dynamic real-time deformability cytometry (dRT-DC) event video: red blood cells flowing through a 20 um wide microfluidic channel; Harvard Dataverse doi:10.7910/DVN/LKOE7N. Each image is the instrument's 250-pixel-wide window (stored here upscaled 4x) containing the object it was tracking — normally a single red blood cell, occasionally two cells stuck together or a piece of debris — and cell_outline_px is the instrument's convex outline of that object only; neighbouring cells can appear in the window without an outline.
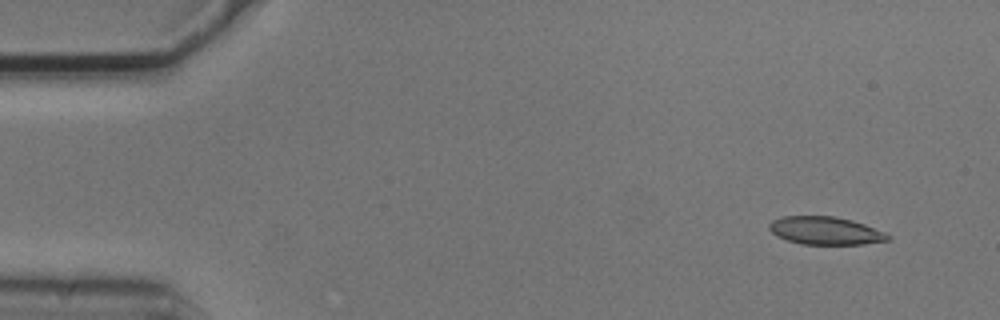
{"species": "common noctule bat (a hibernating species)", "species_latin": "Nyctalus noctula", "temperature_condition": "cold", "stored_images_in_passage": 4, "camera_frame_rate_fps": 3000, "um_per_image_px": 0.085, "animal": {"sex": "male", "body_mass_g": 20.5, "forearm_length_mm": 52.5}, "frame": {"image": 1, "passage_image": 1, "time_ms": 0.0, "image_size_px": [1000, 320], "cell_outline_px": [[892, 240], [864, 244], [800, 244], [776, 236], [768, 228], [768, 224], [772, 220], [784, 216], [836, 216], [852, 220], [864, 224], [884, 232], [892, 236]], "centroid_in_image_um": [70.17, 19.61], "position_along_channel_um": 14.8, "area_um2": 19.42}}
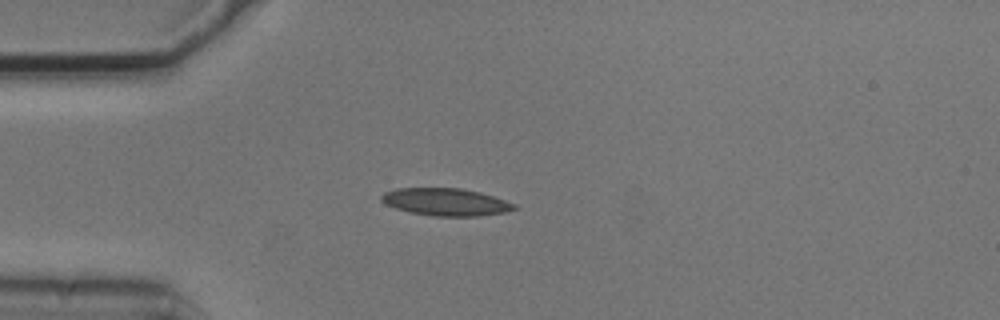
{"frame": {"image": 2, "passage_image": 4, "time_ms": 1.0, "image_size_px": [1000, 320], "cell_outline_px": [[520, 208], [504, 212], [480, 216], [432, 216], [412, 212], [396, 208], [384, 204], [380, 200], [380, 196], [384, 192], [396, 188], [460, 188], [480, 192], [516, 204]], "centroid_in_image_um": [37.88, 17.16], "position_along_channel_um": 47.1, "area_um2": 21.27}}